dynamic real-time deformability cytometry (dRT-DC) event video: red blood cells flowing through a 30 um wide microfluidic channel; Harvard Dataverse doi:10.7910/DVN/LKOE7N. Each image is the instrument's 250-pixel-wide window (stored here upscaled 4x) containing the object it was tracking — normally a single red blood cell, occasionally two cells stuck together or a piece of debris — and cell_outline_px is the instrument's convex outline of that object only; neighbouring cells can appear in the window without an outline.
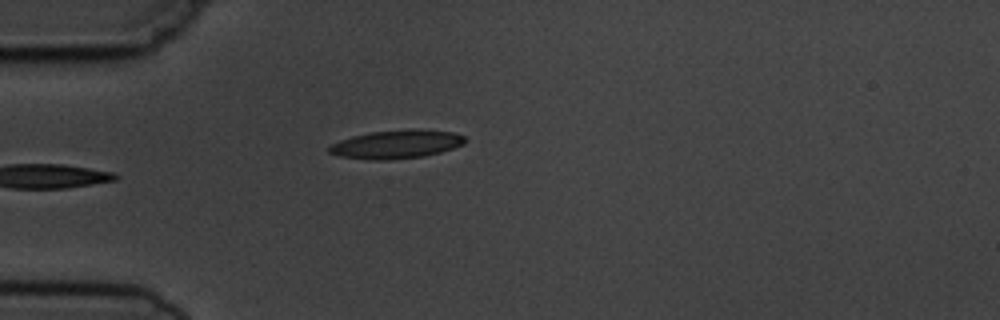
{"species": "common noctule bat (a hibernating species)", "species_latin": "Nyctalus noctula", "temperature_condition": "cold", "stored_images_in_passage": 2, "camera_frame_rate_fps": 3000, "um_per_image_px": 0.085, "animal": {"sex": "male", "body_mass_g": 19.5, "forearm_length_mm": 54.6}, "frame": {"image": 1, "passage_image": 2, "time_ms": 1.0, "image_size_px": [1000, 320], "cell_outline_px": [[464, 144], [440, 152], [424, 156], [388, 160], [372, 160], [340, 156], [328, 152], [328, 148], [332, 144], [340, 140], [352, 136], [372, 132], [408, 128], [412, 128], [452, 132], [464, 136]], "centroid_in_image_um": [33.68, 12.25], "position_along_channel_um": 51.3, "area_um2": 22.48}}